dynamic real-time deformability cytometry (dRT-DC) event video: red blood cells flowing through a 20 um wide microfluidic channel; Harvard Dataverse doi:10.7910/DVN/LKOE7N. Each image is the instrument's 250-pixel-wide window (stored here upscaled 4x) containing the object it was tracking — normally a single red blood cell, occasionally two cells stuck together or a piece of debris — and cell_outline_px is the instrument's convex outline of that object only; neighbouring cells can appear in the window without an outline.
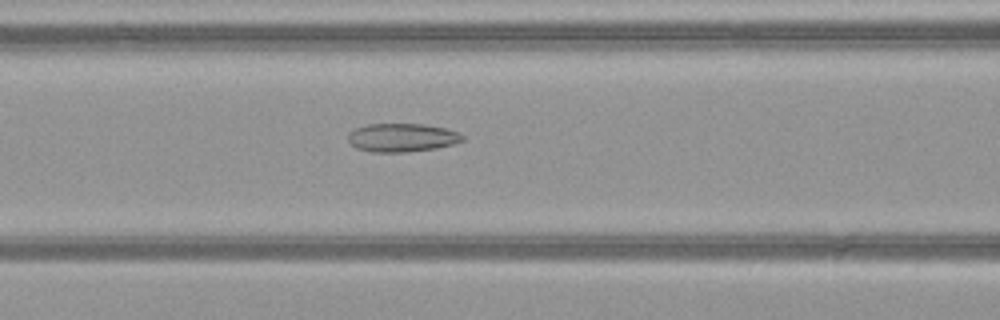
{"species": "common noctule bat (a hibernating species)", "species_latin": "Nyctalus noctula", "temperature_condition": "warm", "stored_images_in_passage": 39, "camera_frame_rate_fps": 3000, "um_per_image_px": 0.085, "animal": {"sex": "female", "body_mass_g": 21.9}, "frame": {"image": 1, "passage_image": 10, "time_ms": 3.0, "image_size_px": [1000, 320], "cell_outline_px": [[464, 140], [452, 144], [436, 148], [408, 152], [372, 152], [356, 148], [348, 140], [348, 132], [356, 128], [368, 124], [424, 124], [444, 128], [456, 132], [464, 136]], "centroid_in_image_um": [34.14, 11.7], "position_along_channel_um": 132.5, "area_um2": 18.9}}
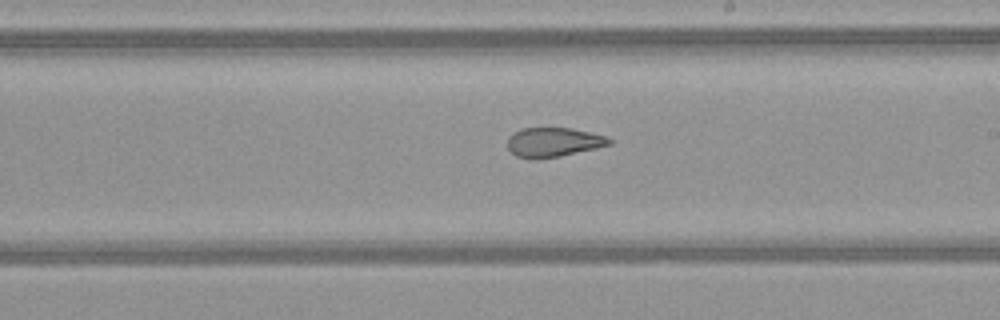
{"frame": {"image": 2, "passage_image": 18, "time_ms": 5.667, "image_size_px": [1000, 320], "cell_outline_px": [[612, 144], [596, 148], [560, 156], [536, 160], [532, 160], [516, 156], [508, 148], [508, 136], [512, 132], [520, 128], [572, 128], [604, 136], [612, 140]], "centroid_in_image_um": [46.99, 12.09], "position_along_channel_um": 242.0, "area_um2": 17.51}}
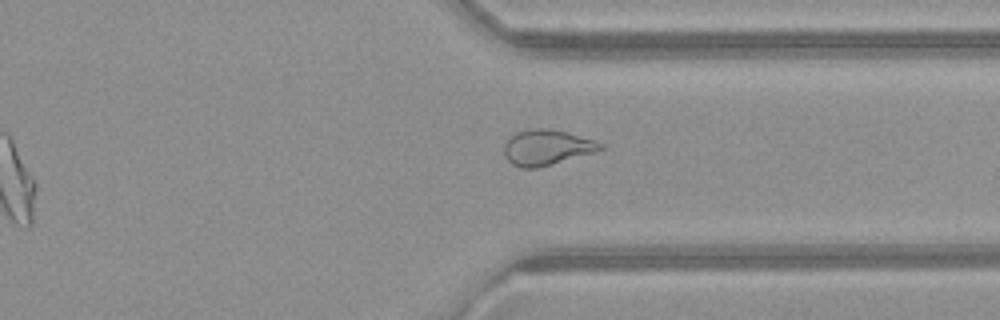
{"frame": {"image": 3, "passage_image": 27, "time_ms": 8.667, "image_size_px": [1000, 320], "cell_outline_px": [[604, 148], [596, 152], [536, 168], [520, 168], [512, 164], [504, 156], [504, 144], [508, 136], [516, 132], [532, 128], [544, 128], [564, 132], [592, 140], [604, 144]], "centroid_in_image_um": [46.42, 12.54], "position_along_channel_um": 365.0, "area_um2": 19.77}, "authors_computed_cell_mechanics": {"area_um2": 19.7676, "velocity_mm_per_s": 4.1045, "shape_relaxation_time_tau1_ms": null, "shape_relaxation_time_tau2_ms": 1.9855, "deformation_change_tau1": null, "deformation_change_tau2": 0.1054}}